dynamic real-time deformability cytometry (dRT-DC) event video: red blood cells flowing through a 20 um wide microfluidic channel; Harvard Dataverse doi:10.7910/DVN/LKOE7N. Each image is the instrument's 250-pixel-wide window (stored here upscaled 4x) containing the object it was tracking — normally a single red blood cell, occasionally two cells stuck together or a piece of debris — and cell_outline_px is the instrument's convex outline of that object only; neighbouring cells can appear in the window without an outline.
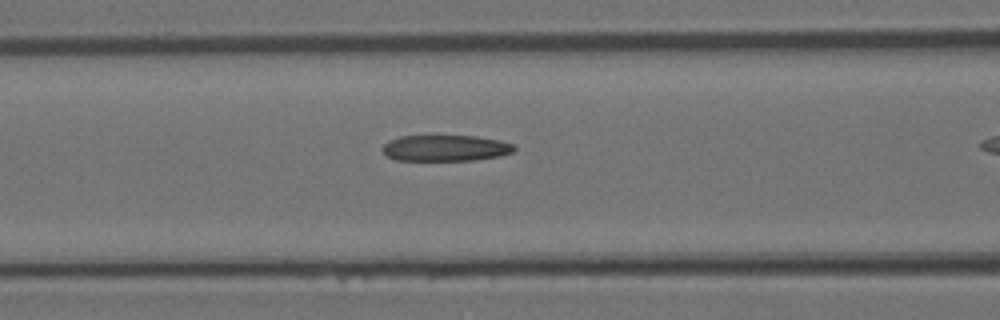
{"species": "Egyptian fruit bat (a non-hibernating species)", "species_latin": "Rousettus aegyptiacus", "temperature_condition": "room temperature", "stored_images_in_passage": 23, "camera_frame_rate_fps": 3000, "um_per_image_px": 0.085, "animal": {"sex": "female"}, "frame": {"image": 1, "passage_image": 6, "time_ms": 1.667, "image_size_px": [1000, 320], "cell_outline_px": [[516, 148], [512, 152], [500, 156], [472, 160], [396, 160], [388, 156], [380, 148], [388, 140], [400, 136], [476, 136], [500, 140], [512, 144]], "centroid_in_image_um": [37.84, 12.58], "position_along_channel_um": 128.8, "area_um2": 20.0}}
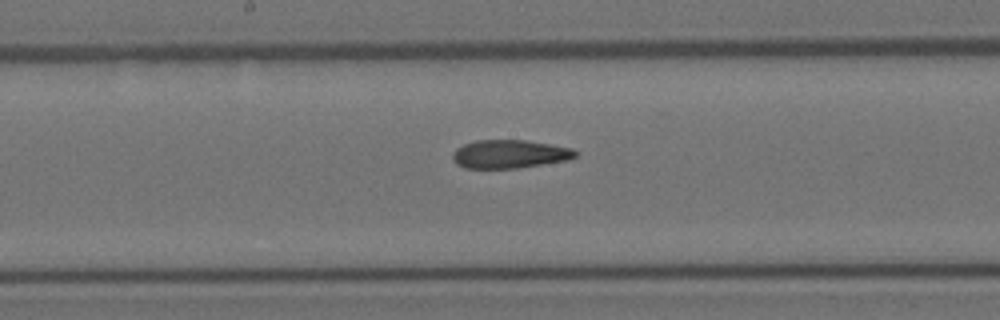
{"frame": {"image": 2, "passage_image": 11, "time_ms": 3.333, "image_size_px": [1000, 320], "cell_outline_px": [[576, 156], [568, 160], [516, 168], [464, 168], [456, 164], [452, 160], [452, 152], [456, 148], [464, 144], [476, 140], [524, 140], [572, 148], [576, 152]], "centroid_in_image_um": [43.26, 13.1], "position_along_channel_um": 204.9, "area_um2": 20.23}}
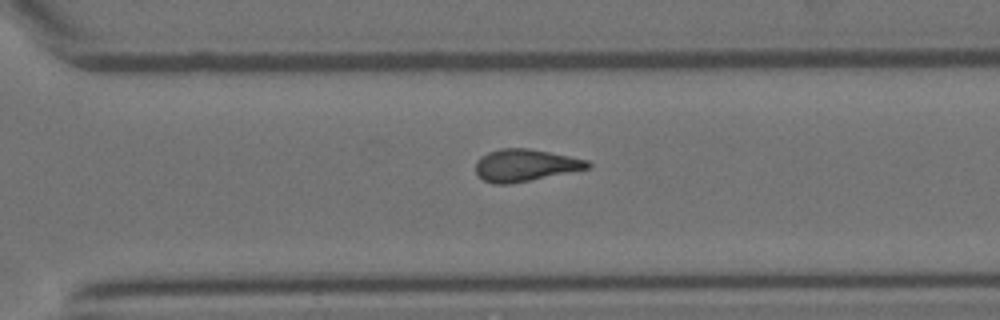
{"frame": {"image": 3, "passage_image": 19, "time_ms": 6.0, "image_size_px": [1000, 320], "cell_outline_px": [[592, 164], [588, 168], [508, 184], [496, 184], [484, 180], [476, 172], [476, 160], [480, 156], [488, 152], [500, 148], [528, 148], [588, 160]], "centroid_in_image_um": [44.6, 14.03], "position_along_channel_um": 326.0, "area_um2": 20.58}}